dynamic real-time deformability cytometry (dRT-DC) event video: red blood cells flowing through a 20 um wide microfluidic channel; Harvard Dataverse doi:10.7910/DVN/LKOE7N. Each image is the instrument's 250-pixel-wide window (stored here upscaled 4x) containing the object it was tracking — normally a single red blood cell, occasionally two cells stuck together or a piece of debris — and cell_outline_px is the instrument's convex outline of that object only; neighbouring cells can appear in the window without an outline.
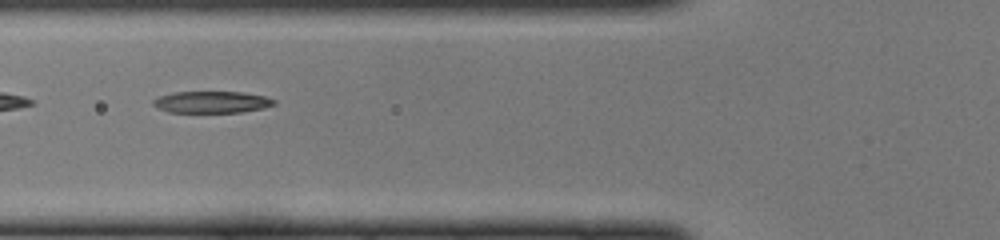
{"species": "common noctule bat (a hibernating species)", "species_latin": "Nyctalus noctula", "temperature_condition": "cold", "stored_images_in_passage": 34, "camera_frame_rate_fps": 3000, "um_per_image_px": 0.085, "animal": {"sex": "female", "body_mass_g": 22.0, "forearm_length_mm": 56.7}, "frame": {"image": 1, "passage_image": 4, "time_ms": 1.0, "image_size_px": [1000, 240], "cell_outline_px": [[276, 104], [264, 108], [240, 112], [168, 112], [152, 104], [152, 100], [156, 96], [172, 92], [244, 92], [264, 96], [276, 100]], "centroid_in_image_um": [17.98, 8.67], "position_along_channel_um": 107.8, "area_um2": 15.37}}
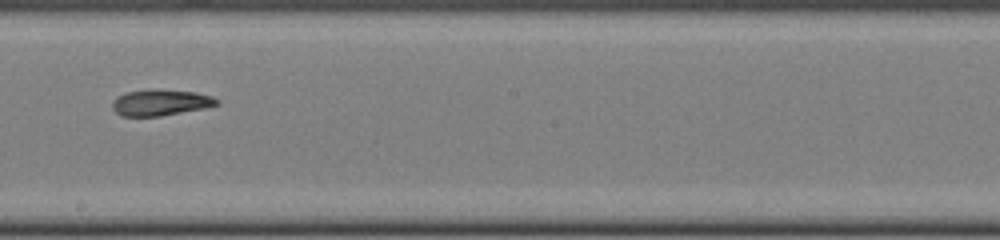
{"frame": {"image": 2, "passage_image": 13, "time_ms": 4.0, "image_size_px": [1000, 240], "cell_outline_px": [[220, 104], [204, 108], [160, 116], [120, 116], [112, 108], [112, 100], [116, 96], [128, 92], [152, 88], [156, 88], [196, 92], [212, 96], [220, 100]], "centroid_in_image_um": [13.64, 8.7], "position_along_channel_um": 234.6, "area_um2": 16.18}}
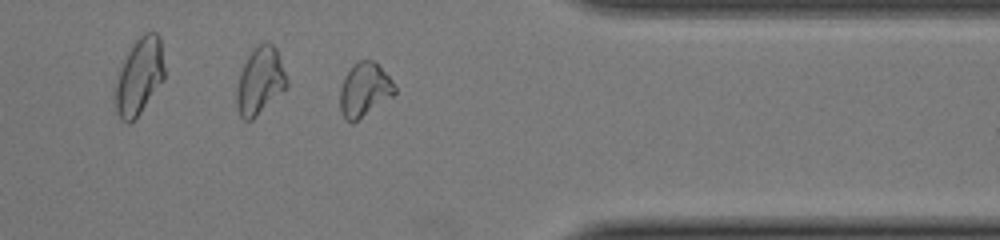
{"frame": {"image": 3, "passage_image": 24, "time_ms": 7.667, "image_size_px": [1000, 240], "cell_outline_px": [[396, 92], [392, 96], [352, 124], [344, 120], [340, 112], [340, 88], [344, 76], [352, 64], [356, 60], [372, 60], [392, 80], [396, 88]], "centroid_in_image_um": [30.93, 7.64], "position_along_channel_um": 380.5, "area_um2": 17.22}}